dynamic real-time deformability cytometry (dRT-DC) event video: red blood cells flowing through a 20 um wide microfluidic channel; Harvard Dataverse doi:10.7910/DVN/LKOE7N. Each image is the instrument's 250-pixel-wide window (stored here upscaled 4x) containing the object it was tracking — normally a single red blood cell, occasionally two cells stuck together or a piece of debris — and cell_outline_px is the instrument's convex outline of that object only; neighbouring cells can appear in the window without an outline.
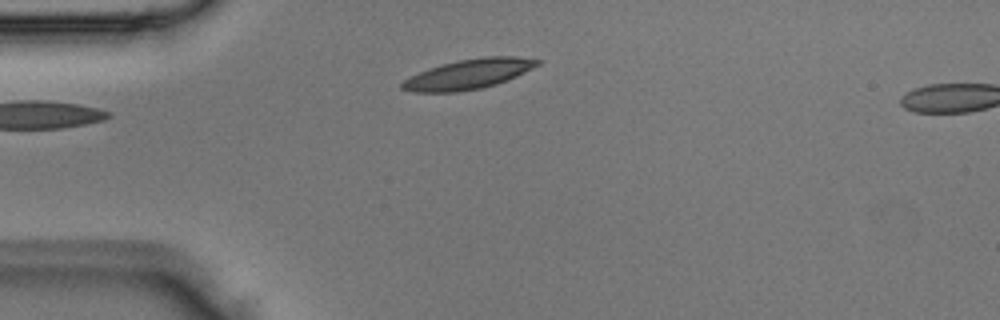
{"species": "Egyptian fruit bat (a non-hibernating species)", "species_latin": "Rousettus aegyptiacus", "temperature_condition": "room temperature", "stored_images_in_passage": 4, "camera_frame_rate_fps": 3000, "um_per_image_px": 0.085, "animal": {"sex": "male"}, "frame": {"image": 1, "passage_image": 4, "time_ms": 1.0, "image_size_px": [1000, 320], "cell_outline_px": [[540, 64], [516, 76], [496, 84], [480, 88], [456, 92], [412, 92], [400, 88], [400, 84], [404, 80], [428, 68], [456, 60], [484, 56], [516, 56], [540, 60]], "centroid_in_image_um": [39.81, 6.29], "position_along_channel_um": 45.2, "area_um2": 23.41}}